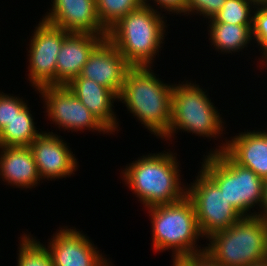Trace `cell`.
<instances>
[{"label": "cell", "mask_w": 267, "mask_h": 266, "mask_svg": "<svg viewBox=\"0 0 267 266\" xmlns=\"http://www.w3.org/2000/svg\"><path fill=\"white\" fill-rule=\"evenodd\" d=\"M108 35L69 33L62 43L56 61V85H67L79 76L93 50Z\"/></svg>", "instance_id": "2e32d148"}, {"label": "cell", "mask_w": 267, "mask_h": 266, "mask_svg": "<svg viewBox=\"0 0 267 266\" xmlns=\"http://www.w3.org/2000/svg\"><path fill=\"white\" fill-rule=\"evenodd\" d=\"M152 226V244L156 252L172 251L173 263L180 258L205 251L200 247L201 233L191 199L147 208ZM198 246V247H197Z\"/></svg>", "instance_id": "277c9868"}, {"label": "cell", "mask_w": 267, "mask_h": 266, "mask_svg": "<svg viewBox=\"0 0 267 266\" xmlns=\"http://www.w3.org/2000/svg\"><path fill=\"white\" fill-rule=\"evenodd\" d=\"M28 104L0 131V146L29 147L42 133L37 130Z\"/></svg>", "instance_id": "ffe728a7"}, {"label": "cell", "mask_w": 267, "mask_h": 266, "mask_svg": "<svg viewBox=\"0 0 267 266\" xmlns=\"http://www.w3.org/2000/svg\"><path fill=\"white\" fill-rule=\"evenodd\" d=\"M207 241L205 251L222 266L256 264L267 255V221L258 215L244 216Z\"/></svg>", "instance_id": "5b68a950"}, {"label": "cell", "mask_w": 267, "mask_h": 266, "mask_svg": "<svg viewBox=\"0 0 267 266\" xmlns=\"http://www.w3.org/2000/svg\"><path fill=\"white\" fill-rule=\"evenodd\" d=\"M52 8L43 20L69 33L108 35L101 24L96 8V0H51Z\"/></svg>", "instance_id": "4fadbf2b"}, {"label": "cell", "mask_w": 267, "mask_h": 266, "mask_svg": "<svg viewBox=\"0 0 267 266\" xmlns=\"http://www.w3.org/2000/svg\"><path fill=\"white\" fill-rule=\"evenodd\" d=\"M255 7L251 0H227L217 14L208 21L253 26Z\"/></svg>", "instance_id": "44dd1931"}, {"label": "cell", "mask_w": 267, "mask_h": 266, "mask_svg": "<svg viewBox=\"0 0 267 266\" xmlns=\"http://www.w3.org/2000/svg\"><path fill=\"white\" fill-rule=\"evenodd\" d=\"M63 227L53 234L46 246L54 266H112L87 234L74 227Z\"/></svg>", "instance_id": "8fae6325"}, {"label": "cell", "mask_w": 267, "mask_h": 266, "mask_svg": "<svg viewBox=\"0 0 267 266\" xmlns=\"http://www.w3.org/2000/svg\"><path fill=\"white\" fill-rule=\"evenodd\" d=\"M41 180L71 177L78 169L75 154L65 140L57 134L42 131L30 144ZM70 148V149H69Z\"/></svg>", "instance_id": "7c38bea8"}, {"label": "cell", "mask_w": 267, "mask_h": 266, "mask_svg": "<svg viewBox=\"0 0 267 266\" xmlns=\"http://www.w3.org/2000/svg\"><path fill=\"white\" fill-rule=\"evenodd\" d=\"M249 266H267V263L265 261H262V262H259V263H256V264H251Z\"/></svg>", "instance_id": "f546056e"}, {"label": "cell", "mask_w": 267, "mask_h": 266, "mask_svg": "<svg viewBox=\"0 0 267 266\" xmlns=\"http://www.w3.org/2000/svg\"><path fill=\"white\" fill-rule=\"evenodd\" d=\"M168 151L142 155L121 171L125 185L145 209L179 201L187 195V186L181 182L177 155Z\"/></svg>", "instance_id": "6da1fadb"}, {"label": "cell", "mask_w": 267, "mask_h": 266, "mask_svg": "<svg viewBox=\"0 0 267 266\" xmlns=\"http://www.w3.org/2000/svg\"><path fill=\"white\" fill-rule=\"evenodd\" d=\"M203 156L201 170L219 187L229 204L242 217L258 215L253 208L258 205V211L261 209L264 180L237 164L225 151Z\"/></svg>", "instance_id": "8992f818"}, {"label": "cell", "mask_w": 267, "mask_h": 266, "mask_svg": "<svg viewBox=\"0 0 267 266\" xmlns=\"http://www.w3.org/2000/svg\"><path fill=\"white\" fill-rule=\"evenodd\" d=\"M225 140L219 148L207 154L225 151L237 164L251 169L263 180L267 179V132L250 131L238 133Z\"/></svg>", "instance_id": "9a60e30c"}, {"label": "cell", "mask_w": 267, "mask_h": 266, "mask_svg": "<svg viewBox=\"0 0 267 266\" xmlns=\"http://www.w3.org/2000/svg\"><path fill=\"white\" fill-rule=\"evenodd\" d=\"M258 216L264 218L267 221V179L264 180L263 201L261 205V211L258 212Z\"/></svg>", "instance_id": "83f0119b"}, {"label": "cell", "mask_w": 267, "mask_h": 266, "mask_svg": "<svg viewBox=\"0 0 267 266\" xmlns=\"http://www.w3.org/2000/svg\"><path fill=\"white\" fill-rule=\"evenodd\" d=\"M151 0H143V4L144 5H147V6H150L151 4L148 3L150 2ZM153 1V4L155 3V6H158L156 7V11L159 10V8L161 9L160 12H162V9L163 11L165 12H169L168 14H180L182 13H185V9H186V0H152ZM158 8V9H157ZM171 12V13H170Z\"/></svg>", "instance_id": "4316f807"}, {"label": "cell", "mask_w": 267, "mask_h": 266, "mask_svg": "<svg viewBox=\"0 0 267 266\" xmlns=\"http://www.w3.org/2000/svg\"><path fill=\"white\" fill-rule=\"evenodd\" d=\"M261 64H262L261 67H262V66L264 67V65H266L265 67H266V69H267V58H266Z\"/></svg>", "instance_id": "4dcf8cb0"}, {"label": "cell", "mask_w": 267, "mask_h": 266, "mask_svg": "<svg viewBox=\"0 0 267 266\" xmlns=\"http://www.w3.org/2000/svg\"><path fill=\"white\" fill-rule=\"evenodd\" d=\"M66 86L112 134L119 131L113 109L114 101L119 102V98L114 91L80 75Z\"/></svg>", "instance_id": "e0dca14e"}, {"label": "cell", "mask_w": 267, "mask_h": 266, "mask_svg": "<svg viewBox=\"0 0 267 266\" xmlns=\"http://www.w3.org/2000/svg\"><path fill=\"white\" fill-rule=\"evenodd\" d=\"M69 34L62 28L40 20L30 38L27 59L28 80L35 91L56 85V61L64 38Z\"/></svg>", "instance_id": "30bf717a"}, {"label": "cell", "mask_w": 267, "mask_h": 266, "mask_svg": "<svg viewBox=\"0 0 267 266\" xmlns=\"http://www.w3.org/2000/svg\"><path fill=\"white\" fill-rule=\"evenodd\" d=\"M26 103L19 96L0 92V131L14 118L16 111H21L27 105Z\"/></svg>", "instance_id": "d4e9b609"}, {"label": "cell", "mask_w": 267, "mask_h": 266, "mask_svg": "<svg viewBox=\"0 0 267 266\" xmlns=\"http://www.w3.org/2000/svg\"><path fill=\"white\" fill-rule=\"evenodd\" d=\"M195 181L188 185L202 238L231 227L242 216L229 204L219 187L200 169Z\"/></svg>", "instance_id": "ba28073f"}, {"label": "cell", "mask_w": 267, "mask_h": 266, "mask_svg": "<svg viewBox=\"0 0 267 266\" xmlns=\"http://www.w3.org/2000/svg\"><path fill=\"white\" fill-rule=\"evenodd\" d=\"M256 6L267 5V0H251Z\"/></svg>", "instance_id": "f1b7e54d"}, {"label": "cell", "mask_w": 267, "mask_h": 266, "mask_svg": "<svg viewBox=\"0 0 267 266\" xmlns=\"http://www.w3.org/2000/svg\"><path fill=\"white\" fill-rule=\"evenodd\" d=\"M130 68L127 60L105 38L90 54L80 76L93 80L119 96Z\"/></svg>", "instance_id": "5bb4252c"}, {"label": "cell", "mask_w": 267, "mask_h": 266, "mask_svg": "<svg viewBox=\"0 0 267 266\" xmlns=\"http://www.w3.org/2000/svg\"><path fill=\"white\" fill-rule=\"evenodd\" d=\"M208 35L215 50L224 53L239 52L253 42L252 26L208 22ZM252 41V42H251Z\"/></svg>", "instance_id": "d6986e66"}, {"label": "cell", "mask_w": 267, "mask_h": 266, "mask_svg": "<svg viewBox=\"0 0 267 266\" xmlns=\"http://www.w3.org/2000/svg\"><path fill=\"white\" fill-rule=\"evenodd\" d=\"M164 18L154 5L143 4L114 24L108 30L107 39L131 67H153L166 35Z\"/></svg>", "instance_id": "3957f363"}, {"label": "cell", "mask_w": 267, "mask_h": 266, "mask_svg": "<svg viewBox=\"0 0 267 266\" xmlns=\"http://www.w3.org/2000/svg\"><path fill=\"white\" fill-rule=\"evenodd\" d=\"M151 68L131 67L118 98L151 134L164 140L171 123L173 83H164Z\"/></svg>", "instance_id": "7a4b0ae2"}, {"label": "cell", "mask_w": 267, "mask_h": 266, "mask_svg": "<svg viewBox=\"0 0 267 266\" xmlns=\"http://www.w3.org/2000/svg\"><path fill=\"white\" fill-rule=\"evenodd\" d=\"M0 179L22 189L40 184L41 177L29 147L0 146Z\"/></svg>", "instance_id": "ac0fdd59"}, {"label": "cell", "mask_w": 267, "mask_h": 266, "mask_svg": "<svg viewBox=\"0 0 267 266\" xmlns=\"http://www.w3.org/2000/svg\"><path fill=\"white\" fill-rule=\"evenodd\" d=\"M227 0H186V9L183 15H197L203 16L208 20L212 19L217 12L223 7Z\"/></svg>", "instance_id": "cb8c5ba5"}, {"label": "cell", "mask_w": 267, "mask_h": 266, "mask_svg": "<svg viewBox=\"0 0 267 266\" xmlns=\"http://www.w3.org/2000/svg\"><path fill=\"white\" fill-rule=\"evenodd\" d=\"M175 263L178 266H222L206 251L185 256L177 260Z\"/></svg>", "instance_id": "484cf974"}, {"label": "cell", "mask_w": 267, "mask_h": 266, "mask_svg": "<svg viewBox=\"0 0 267 266\" xmlns=\"http://www.w3.org/2000/svg\"><path fill=\"white\" fill-rule=\"evenodd\" d=\"M206 92L196 81L173 84L171 123L165 140L170 141L179 130L210 140L221 137L225 122Z\"/></svg>", "instance_id": "52a82bcc"}, {"label": "cell", "mask_w": 267, "mask_h": 266, "mask_svg": "<svg viewBox=\"0 0 267 266\" xmlns=\"http://www.w3.org/2000/svg\"><path fill=\"white\" fill-rule=\"evenodd\" d=\"M142 5L143 0H96L98 18L107 30Z\"/></svg>", "instance_id": "7402d4cb"}, {"label": "cell", "mask_w": 267, "mask_h": 266, "mask_svg": "<svg viewBox=\"0 0 267 266\" xmlns=\"http://www.w3.org/2000/svg\"><path fill=\"white\" fill-rule=\"evenodd\" d=\"M51 123L64 131L83 130L112 134L88 108L68 89L66 85L44 86L37 90Z\"/></svg>", "instance_id": "9c48e42d"}, {"label": "cell", "mask_w": 267, "mask_h": 266, "mask_svg": "<svg viewBox=\"0 0 267 266\" xmlns=\"http://www.w3.org/2000/svg\"><path fill=\"white\" fill-rule=\"evenodd\" d=\"M256 9V10H255ZM253 42L262 51L260 65L267 58V5H259L254 8L253 12V26H252Z\"/></svg>", "instance_id": "603a6c76"}]
</instances>
